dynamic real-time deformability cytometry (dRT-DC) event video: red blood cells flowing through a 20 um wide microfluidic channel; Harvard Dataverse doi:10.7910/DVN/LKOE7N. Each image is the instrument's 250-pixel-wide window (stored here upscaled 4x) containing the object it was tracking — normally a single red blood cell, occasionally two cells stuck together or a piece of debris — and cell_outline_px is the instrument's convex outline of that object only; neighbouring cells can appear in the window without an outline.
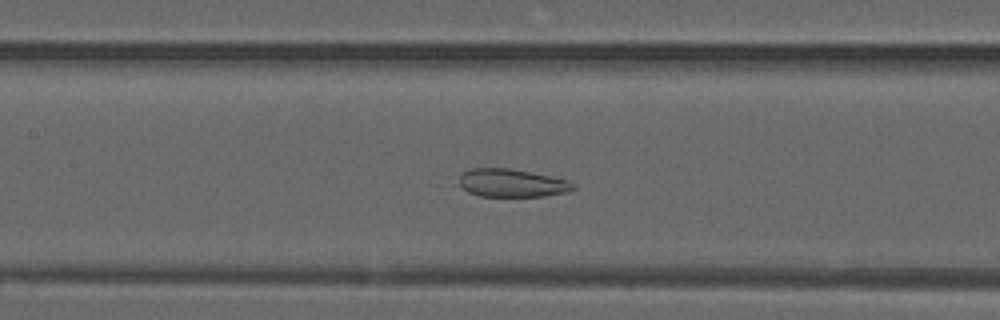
{"species": "common noctule bat (a hibernating species)", "species_latin": "Nyctalus noctula", "temperature_condition": "warm", "stored_images_in_passage": 49, "camera_frame_rate_fps": 3000, "um_per_image_px": 0.085, "animal": {"sex": "male", "forearm_length_mm": 52.5}, "frame": {"image": 1, "passage_image": 21, "time_ms": 6.667, "image_size_px": [1000, 320], "cell_outline_px": [[576, 188], [568, 192], [544, 196], [480, 196], [468, 192], [460, 188], [460, 176], [464, 172], [472, 168], [508, 168], [568, 180], [576, 184]], "centroid_in_image_um": [43.51, 15.57], "position_along_channel_um": 163.9, "area_um2": 18.55}}
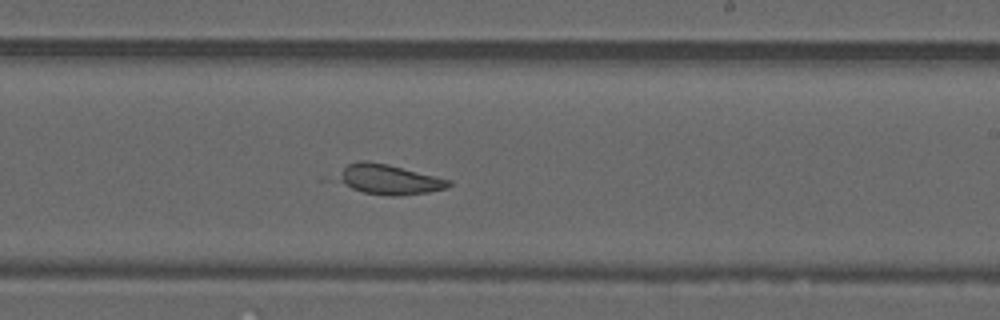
{"frame": {"image": 2, "passage_image": 28, "time_ms": 9.0, "image_size_px": [1000, 320], "cell_outline_px": [[452, 184], [448, 188], [428, 192], [396, 196], [388, 196], [364, 192], [352, 188], [340, 180], [344, 168], [348, 164], [360, 160], [364, 160], [388, 164], [452, 180]], "centroid_in_image_um": [33.16, 15.25], "position_along_channel_um": 255.8, "area_um2": 18.96}}
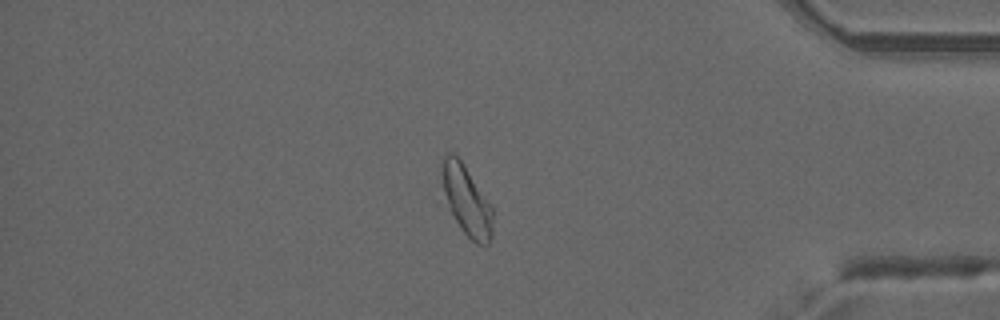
{"frame": {"image": 3, "passage_image": 41, "time_ms": 13.333, "image_size_px": [1000, 320], "cell_outline_px": [[492, 236], [488, 244], [484, 248], [476, 244], [464, 232], [456, 220], [452, 212], [444, 192], [444, 156], [448, 152], [456, 152], [492, 208]], "centroid_in_image_um": [39.71, 17.08], "position_along_channel_um": 395.5, "area_um2": 19.83}, "authors_computed_cell_mechanics": {"area_um2": 23.2934, "velocity_mm_per_s": 3.9598, "shape_relaxation_time_tau1_ms": null, "shape_relaxation_time_tau2_ms": 5.6112, "deformation_change_tau1": null, "deformation_change_tau2": 0.1209}}